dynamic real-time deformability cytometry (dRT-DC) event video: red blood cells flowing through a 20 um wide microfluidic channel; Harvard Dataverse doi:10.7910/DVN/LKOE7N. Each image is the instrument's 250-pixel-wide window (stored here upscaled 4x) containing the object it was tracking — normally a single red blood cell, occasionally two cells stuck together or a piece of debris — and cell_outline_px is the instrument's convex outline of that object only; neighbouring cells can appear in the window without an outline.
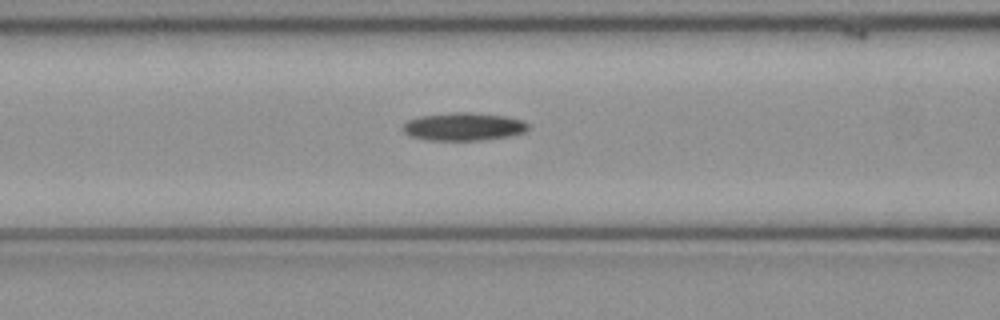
{"species": "common noctule bat (a hibernating species)", "species_latin": "Nyctalus noctula", "temperature_condition": "cold", "stored_images_in_passage": 52, "camera_frame_rate_fps": 3000, "um_per_image_px": 0.085, "animal": {"sex": "female", "body_mass_g": 21.9}, "frame": {"image": 1, "passage_image": 21, "time_ms": 6.667, "image_size_px": [1000, 320], "cell_outline_px": [[528, 128], [524, 132], [508, 136], [480, 140], [428, 140], [408, 136], [400, 128], [408, 120], [420, 116], [448, 112], [472, 112], [508, 116], [524, 120], [528, 124]], "centroid_in_image_um": [39.38, 10.75], "position_along_channel_um": 127.2, "area_um2": 20.63}}
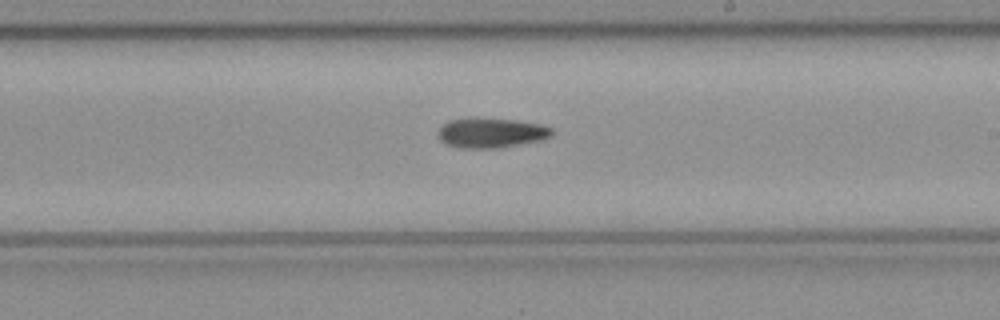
{"frame": {"image": 2, "passage_image": 30, "time_ms": 9.667, "image_size_px": [1000, 320], "cell_outline_px": [[552, 136], [544, 140], [496, 148], [460, 148], [448, 144], [440, 140], [436, 136], [436, 132], [448, 120], [468, 116], [476, 116], [516, 120], [540, 124], [552, 128]], "centroid_in_image_um": [41.71, 11.26], "position_along_channel_um": 247.3, "area_um2": 20.4}}
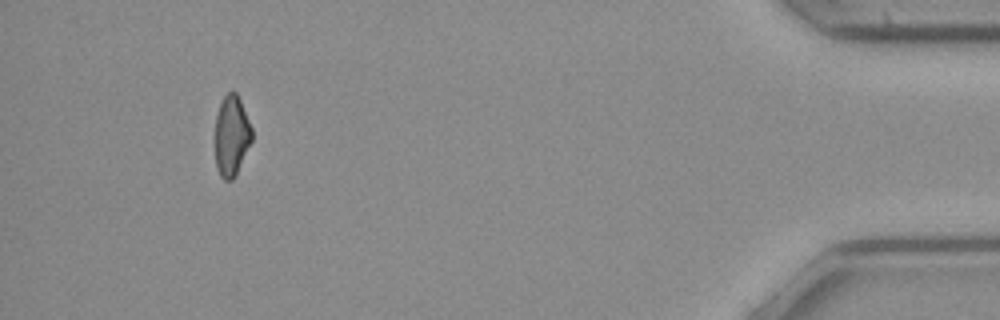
{"frame": {"image": 3, "passage_image": 48, "time_ms": 15.667, "image_size_px": [1000, 320], "cell_outline_px": [[252, 140], [236, 176], [232, 180], [224, 180], [220, 176], [216, 168], [216, 116], [220, 104], [224, 96], [228, 92], [236, 92], [240, 100], [252, 128]], "centroid_in_image_um": [19.69, 11.57], "position_along_channel_um": 415.5, "area_um2": 17.17}}